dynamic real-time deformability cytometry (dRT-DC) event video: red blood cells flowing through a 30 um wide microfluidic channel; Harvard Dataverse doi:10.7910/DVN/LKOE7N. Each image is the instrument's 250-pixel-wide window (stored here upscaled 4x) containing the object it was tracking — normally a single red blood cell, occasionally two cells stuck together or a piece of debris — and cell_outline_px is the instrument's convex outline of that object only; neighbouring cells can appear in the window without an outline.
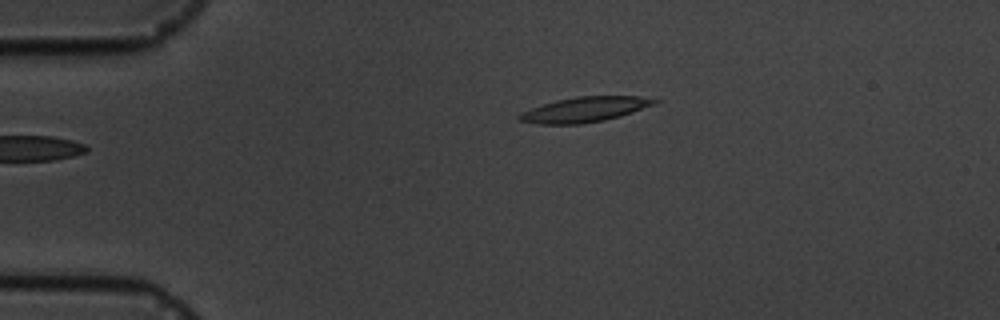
{"species": "common noctule bat (a hibernating species)", "species_latin": "Nyctalus noctula", "temperature_condition": "cold", "stored_images_in_passage": 2, "camera_frame_rate_fps": 3000, "um_per_image_px": 0.085, "animal": {"sex": "male", "body_mass_g": 19.5, "forearm_length_mm": 54.6}, "frame": {"image": 1, "passage_image": 2, "time_ms": 1.0, "image_size_px": [1000, 320], "cell_outline_px": [[660, 100], [656, 104], [620, 116], [604, 120], [580, 124], [540, 124], [520, 120], [516, 116], [520, 112], [556, 100], [576, 96], [640, 96]], "centroid_in_image_um": [49.71, 9.3], "position_along_channel_um": 35.3, "area_um2": 19.65}}